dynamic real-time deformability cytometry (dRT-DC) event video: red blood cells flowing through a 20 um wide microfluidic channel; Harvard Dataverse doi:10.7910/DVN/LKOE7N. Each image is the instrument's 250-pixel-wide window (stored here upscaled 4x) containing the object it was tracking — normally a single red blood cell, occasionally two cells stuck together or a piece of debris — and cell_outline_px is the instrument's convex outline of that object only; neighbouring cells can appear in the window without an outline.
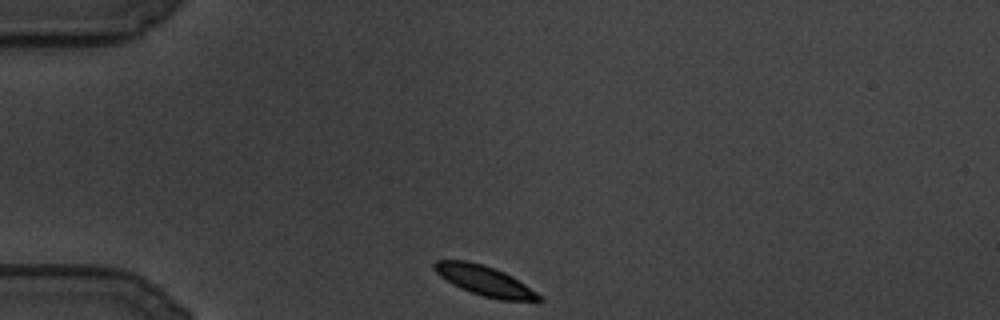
{"species": "common noctule bat (a hibernating species)", "species_latin": "Nyctalus noctula", "temperature_condition": "cold", "stored_images_in_passage": 92, "camera_frame_rate_fps": 3000, "um_per_image_px": 0.085, "animal": {"sex": "male", "body_mass_g": 19.5, "forearm_length_mm": 54.6}, "frame": {"image": 1, "passage_image": 1, "time_ms": 0.0, "image_size_px": [1000, 320], "cell_outline_px": [[544, 300], [500, 300], [484, 296], [460, 288], [452, 284], [440, 276], [432, 268], [432, 264], [436, 260], [468, 260], [504, 272], [512, 276], [536, 292]], "centroid_in_image_um": [41.13, 23.84], "position_along_channel_um": 43.9, "area_um2": 17.92}}
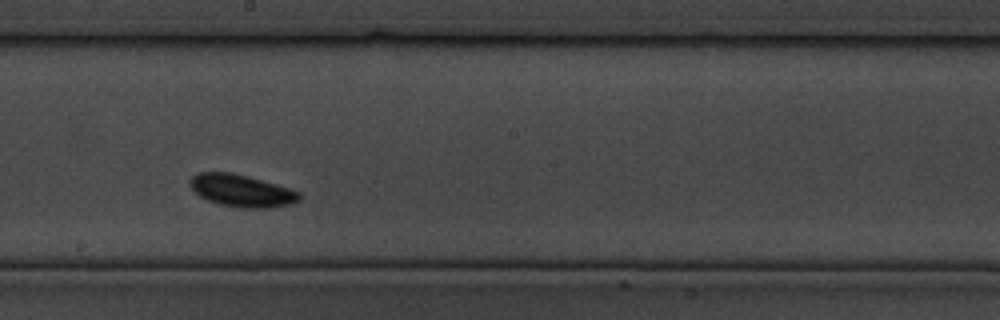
{"frame": {"image": 2, "passage_image": 40, "time_ms": 13.0, "image_size_px": [1000, 320], "cell_outline_px": [[300, 200], [292, 204], [268, 208], [240, 208], [220, 204], [208, 200], [200, 196], [188, 184], [188, 180], [196, 172], [232, 172], [248, 176], [276, 184], [300, 192]], "centroid_in_image_um": [20.52, 16.2], "position_along_channel_um": 227.7, "area_um2": 20.63}}
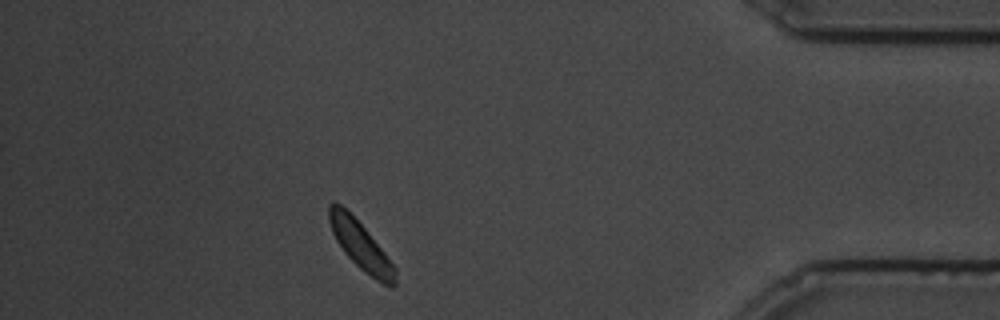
{"frame": {"image": 3, "passage_image": 79, "time_ms": 26.0, "image_size_px": [1000, 320], "cell_outline_px": [[396, 284], [392, 288], [376, 280], [364, 272], [344, 252], [336, 240], [332, 232], [328, 220], [328, 204], [332, 200], [336, 200], [364, 228], [384, 252], [396, 268]], "centroid_in_image_um": [30.63, 20.87], "position_along_channel_um": 404.6, "area_um2": 18.32}}